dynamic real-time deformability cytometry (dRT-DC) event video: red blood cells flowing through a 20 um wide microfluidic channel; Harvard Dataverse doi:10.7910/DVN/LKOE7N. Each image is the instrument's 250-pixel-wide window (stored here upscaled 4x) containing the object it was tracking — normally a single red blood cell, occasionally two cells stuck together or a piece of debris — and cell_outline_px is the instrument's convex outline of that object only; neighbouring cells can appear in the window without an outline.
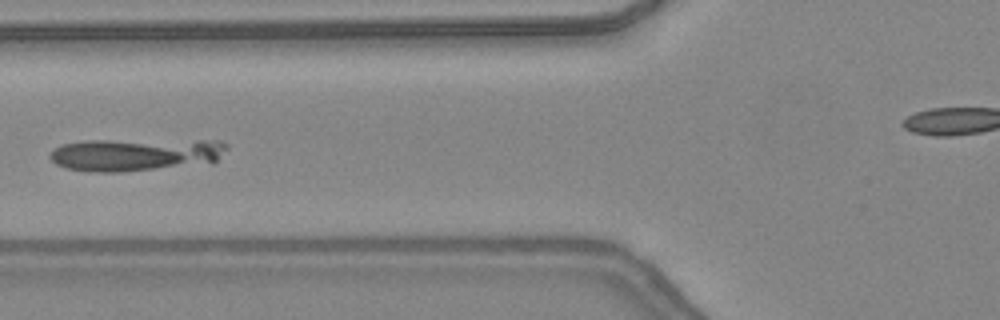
{"species": "common noctule bat (a hibernating species)", "species_latin": "Nyctalus noctula", "temperature_condition": "warm", "stored_images_in_passage": 33, "camera_frame_rate_fps": 3000, "um_per_image_px": 0.085, "animal": {"sex": "female", "body_mass_g": 24.6, "forearm_length_mm": 56.2}, "frame": {"image": 1, "passage_image": 9, "time_ms": 2.667, "image_size_px": [1000, 320], "cell_outline_px": [[228, 148], [212, 164], [116, 172], [96, 172], [68, 168], [56, 164], [48, 156], [56, 148], [64, 144], [84, 140], [220, 140], [228, 144]], "centroid_in_image_um": [11.61, 13.13], "position_along_channel_um": 114.2, "area_um2": 33.93}}